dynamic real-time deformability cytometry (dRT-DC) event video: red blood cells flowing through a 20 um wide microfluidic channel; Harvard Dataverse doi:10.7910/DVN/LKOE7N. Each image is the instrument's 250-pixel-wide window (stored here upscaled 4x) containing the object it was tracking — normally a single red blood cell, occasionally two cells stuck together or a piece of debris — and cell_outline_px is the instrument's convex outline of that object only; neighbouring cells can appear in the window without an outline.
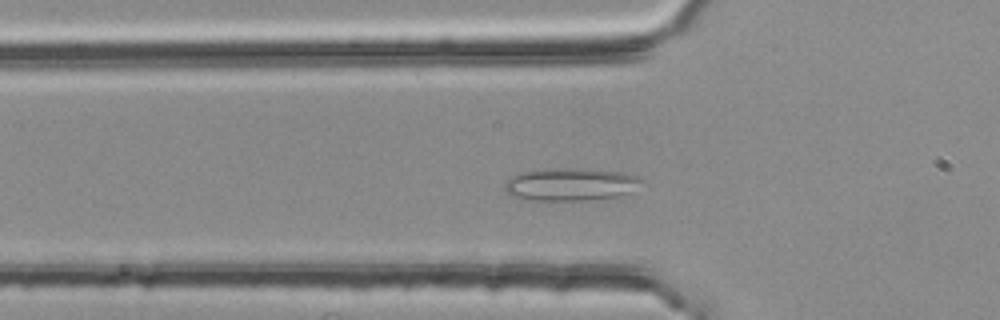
{"species": "common noctule bat (a hibernating species)", "species_latin": "Nyctalus noctula", "temperature_condition": "room temperature", "stored_images_in_passage": 38, "camera_frame_rate_fps": 3000, "um_per_image_px": 0.085, "animal": {"sex": "female", "body_mass_g": 25.1}, "frame": {"image": 1, "passage_image": 4, "time_ms": 1.0, "image_size_px": [1000, 320], "cell_outline_px": [[648, 184], [628, 192], [616, 196], [584, 200], [532, 200], [512, 196], [504, 188], [504, 184], [512, 176], [520, 172], [544, 168], [588, 168], [620, 172], [636, 176], [644, 180]], "centroid_in_image_um": [48.54, 15.65], "position_along_channel_um": 77.3, "area_um2": 26.3}}
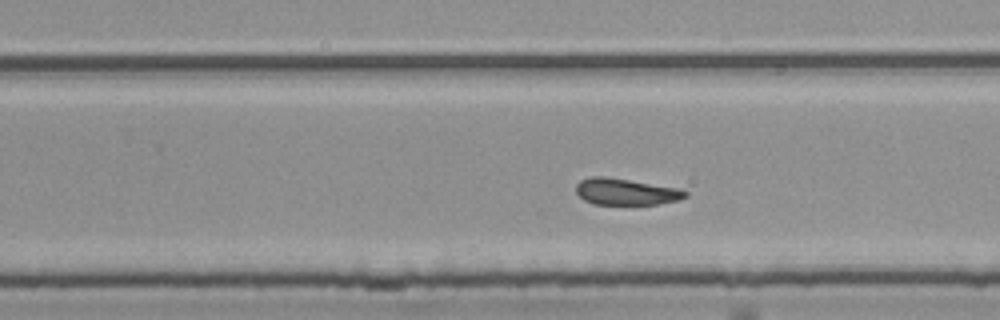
{"frame": {"image": 2, "passage_image": 20, "time_ms": 6.333, "image_size_px": [1000, 320], "cell_outline_px": [[688, 196], [680, 200], [656, 204], [592, 204], [584, 200], [576, 192], [576, 184], [580, 180], [592, 176], [604, 176], [680, 188], [688, 192]], "centroid_in_image_um": [53.21, 16.29], "position_along_channel_um": 276.6, "area_um2": 16.94}}
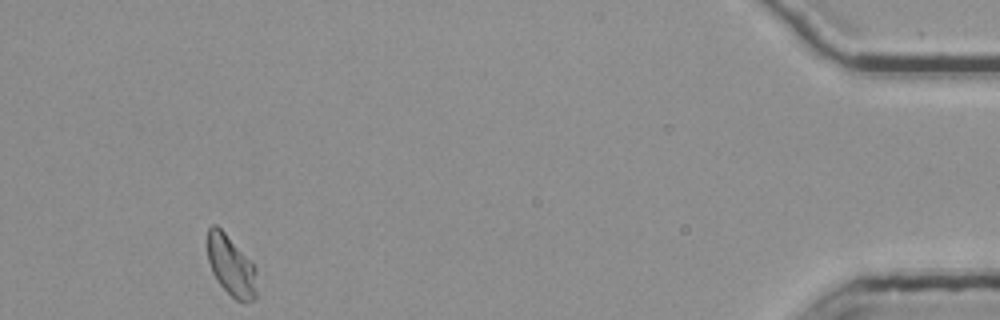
{"frame": {"image": 3, "passage_image": 37, "time_ms": 12.0, "image_size_px": [1000, 320], "cell_outline_px": [[256, 296], [252, 300], [244, 304], [236, 300], [216, 280], [212, 272], [208, 260], [208, 228], [212, 224], [216, 224], [252, 260], [256, 268]], "centroid_in_image_um": [19.66, 22.6], "position_along_channel_um": 415.5, "area_um2": 17.51}}